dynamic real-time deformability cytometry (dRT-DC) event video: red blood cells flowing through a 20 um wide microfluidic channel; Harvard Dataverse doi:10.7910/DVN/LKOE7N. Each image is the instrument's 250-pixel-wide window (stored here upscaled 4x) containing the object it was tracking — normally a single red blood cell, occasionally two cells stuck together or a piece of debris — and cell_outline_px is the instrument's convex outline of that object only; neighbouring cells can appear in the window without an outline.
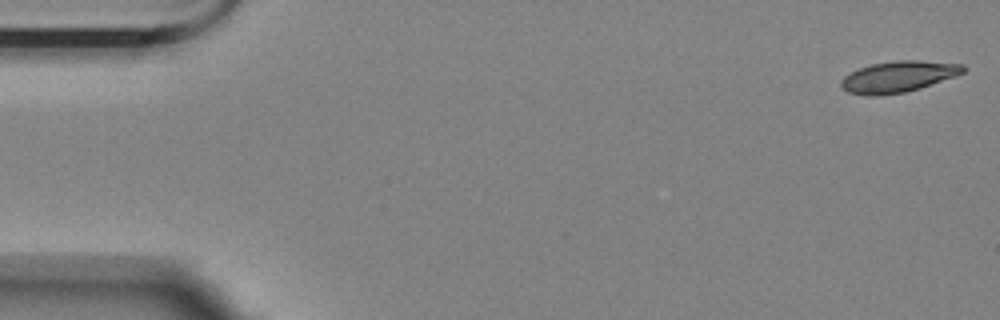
{"species": "Egyptian fruit bat (a non-hibernating species)", "species_latin": "Rousettus aegyptiacus", "temperature_condition": "room temperature", "stored_images_in_passage": 57, "camera_frame_rate_fps": 3000, "um_per_image_px": 0.085, "animal": {"sex": "female"}, "frame": {"image": 1, "passage_image": 1, "time_ms": 0.0, "image_size_px": [1000, 320], "cell_outline_px": [[968, 68], [964, 72], [956, 76], [920, 88], [904, 92], [880, 96], [868, 96], [848, 92], [840, 88], [840, 80], [844, 76], [860, 68], [872, 64], [896, 60], [920, 60], [964, 64]], "centroid_in_image_um": [76.37, 6.52], "position_along_channel_um": 8.6, "area_um2": 22.37}}
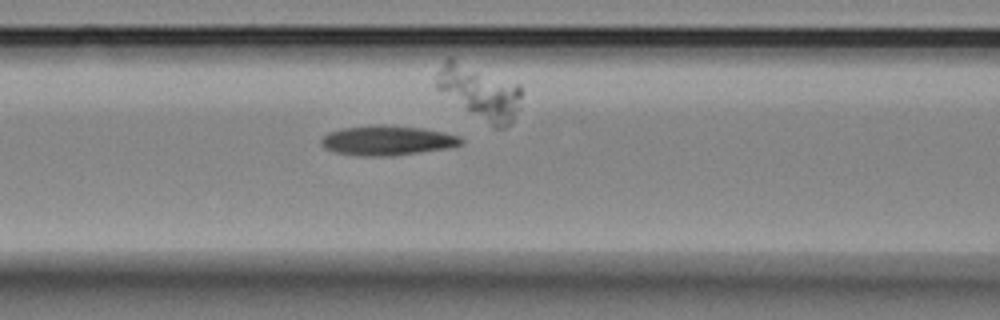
{"frame": {"image": 2, "passage_image": 23, "time_ms": 7.333, "image_size_px": [1000, 320], "cell_outline_px": [[464, 144], [448, 148], [392, 156], [356, 156], [336, 152], [324, 148], [320, 144], [320, 140], [328, 132], [344, 128], [424, 128], [456, 136], [464, 140]], "centroid_in_image_um": [32.91, 12.01], "position_along_channel_um": 133.7, "area_um2": 23.06}}
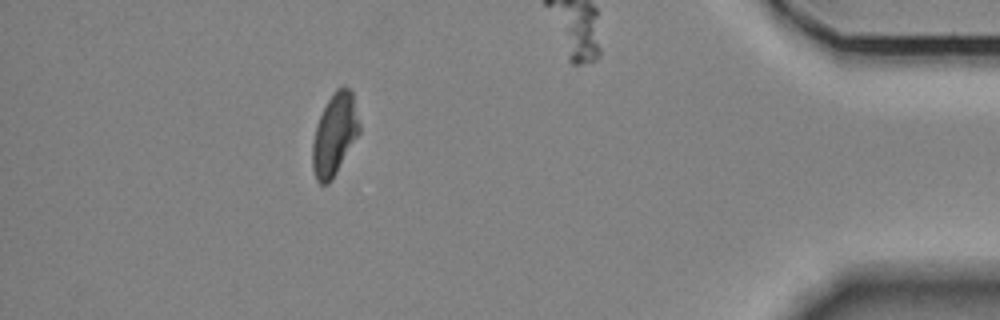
{"frame": {"image": 3, "passage_image": 51, "time_ms": 16.667, "image_size_px": [1000, 320], "cell_outline_px": [[360, 132], [332, 180], [328, 184], [320, 184], [316, 180], [312, 168], [312, 144], [316, 124], [332, 92], [336, 88], [344, 84], [352, 92], [360, 124]], "centroid_in_image_um": [28.43, 11.42], "position_along_channel_um": 406.8, "area_um2": 22.48}}